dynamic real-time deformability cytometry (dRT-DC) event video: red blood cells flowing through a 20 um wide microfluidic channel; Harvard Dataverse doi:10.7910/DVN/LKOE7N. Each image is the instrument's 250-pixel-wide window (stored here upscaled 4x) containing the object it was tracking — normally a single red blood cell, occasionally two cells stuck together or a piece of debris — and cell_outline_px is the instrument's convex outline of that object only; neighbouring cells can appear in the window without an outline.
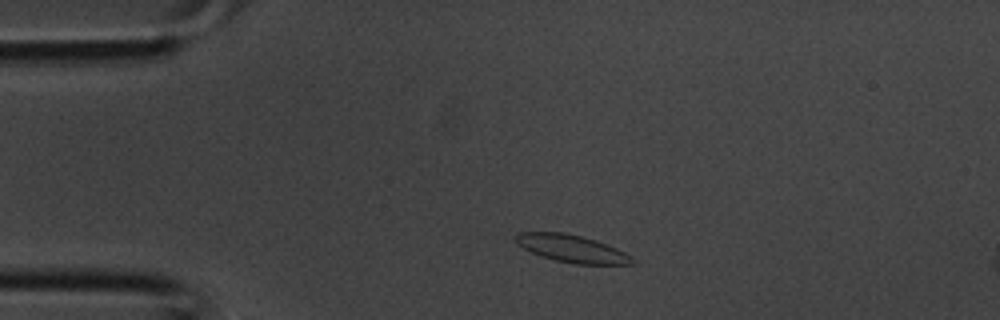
{"species": "common noctule bat (a hibernating species)", "species_latin": "Nyctalus noctula", "temperature_condition": "room temperature", "stored_images_in_passage": 31, "camera_frame_rate_fps": 3000, "um_per_image_px": 0.085, "animal": {"sex": "male", "body_mass_g": 20.1, "forearm_length_mm": 53.5}, "frame": {"image": 1, "passage_image": 1, "time_ms": 0.0, "image_size_px": [1000, 320], "cell_outline_px": [[636, 264], [576, 264], [556, 260], [532, 252], [516, 244], [516, 232], [564, 232], [596, 240], [616, 248], [632, 256], [636, 260]], "centroid_in_image_um": [48.64, 21.13], "position_along_channel_um": 36.4, "area_um2": 18.5}}
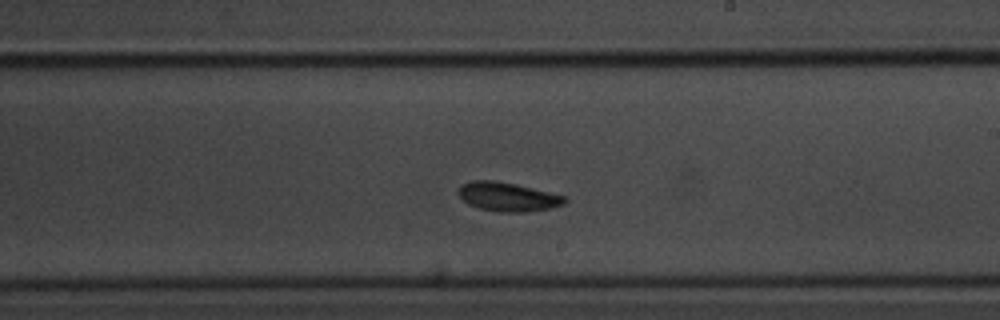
{"frame": {"image": 2, "passage_image": 15, "time_ms": 4.667, "image_size_px": [1000, 320], "cell_outline_px": [[568, 200], [564, 204], [548, 208], [528, 212], [500, 212], [480, 208], [468, 204], [456, 192], [456, 188], [460, 184], [472, 180], [492, 180], [516, 184], [568, 196]], "centroid_in_image_um": [43.15, 16.71], "position_along_channel_um": 245.9, "area_um2": 18.15}}
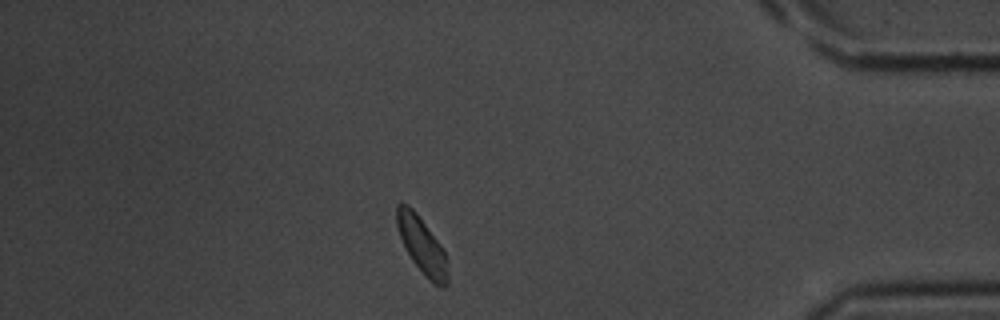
{"frame": {"image": 3, "passage_image": 26, "time_ms": 8.333, "image_size_px": [1000, 320], "cell_outline_px": [[448, 284], [444, 288], [440, 288], [432, 284], [424, 276], [412, 260], [400, 236], [396, 224], [396, 204], [408, 204], [416, 212], [440, 244], [448, 260]], "centroid_in_image_um": [35.9, 20.92], "position_along_channel_um": 399.3, "area_um2": 16.88}}